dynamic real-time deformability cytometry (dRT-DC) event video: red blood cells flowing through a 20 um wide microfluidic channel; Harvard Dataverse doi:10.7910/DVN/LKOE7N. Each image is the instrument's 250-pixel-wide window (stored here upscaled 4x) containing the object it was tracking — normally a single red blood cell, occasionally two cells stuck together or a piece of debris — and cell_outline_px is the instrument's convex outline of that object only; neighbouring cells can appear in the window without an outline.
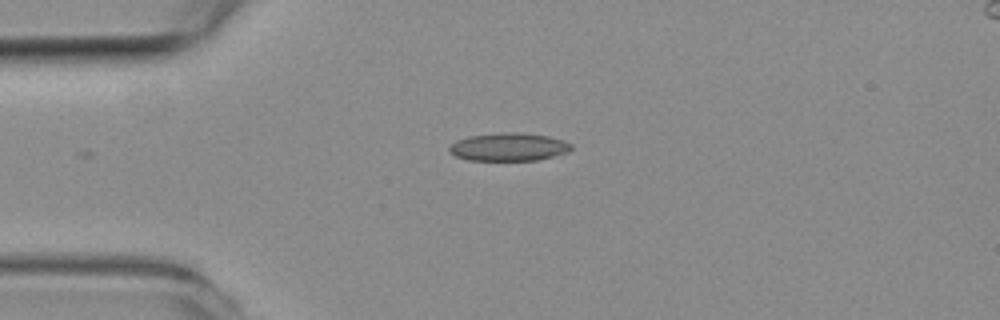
{"species": "common noctule bat (a hibernating species)", "species_latin": "Nyctalus noctula", "temperature_condition": "room temperature", "stored_images_in_passage": 20, "camera_frame_rate_fps": 3000, "um_per_image_px": 0.085, "animal": {"sex": "female", "body_mass_g": 19.3, "forearm_length_mm": 54.1}, "frame": {"image": 1, "passage_image": 1, "time_ms": 0.0, "image_size_px": [1000, 320], "cell_outline_px": [[572, 148], [568, 152], [536, 160], [468, 160], [456, 156], [448, 152], [448, 148], [456, 140], [468, 136], [500, 132], [520, 132], [548, 136], [564, 140], [572, 144]], "centroid_in_image_um": [43.22, 12.48], "position_along_channel_um": 41.8, "area_um2": 20.0}}
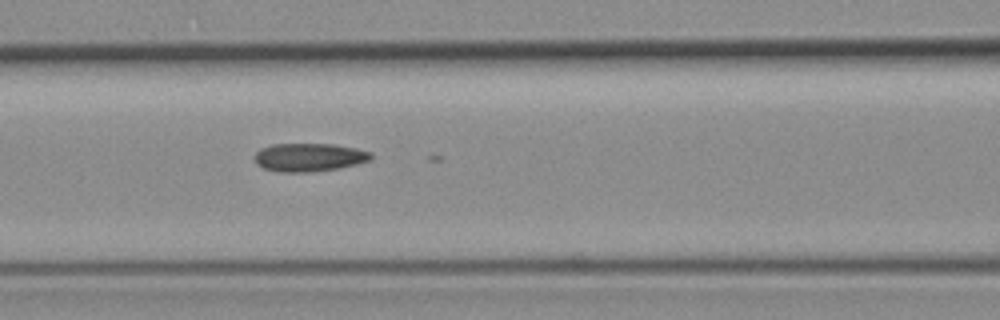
{"frame": {"image": 2, "passage_image": 10, "time_ms": 3.0, "image_size_px": [1000, 320], "cell_outline_px": [[372, 160], [340, 168], [308, 172], [280, 172], [264, 168], [256, 164], [256, 152], [260, 148], [272, 144], [332, 144], [356, 148], [372, 152]], "centroid_in_image_um": [26.3, 13.37], "position_along_channel_um": 140.3, "area_um2": 19.19}}
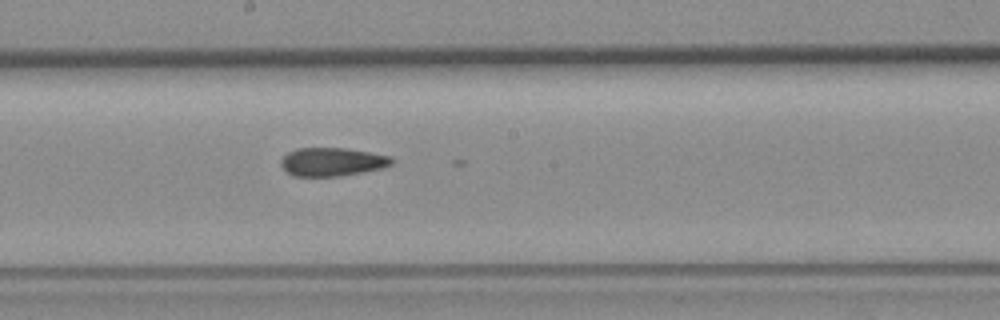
{"frame": {"image": 3, "passage_image": 16, "time_ms": 5.0, "image_size_px": [1000, 320], "cell_outline_px": [[392, 164], [384, 168], [340, 176], [292, 176], [280, 164], [280, 160], [288, 152], [296, 148], [344, 148], [368, 152], [388, 156], [392, 160]], "centroid_in_image_um": [28.2, 13.76], "position_along_channel_um": 220.0, "area_um2": 18.21}}